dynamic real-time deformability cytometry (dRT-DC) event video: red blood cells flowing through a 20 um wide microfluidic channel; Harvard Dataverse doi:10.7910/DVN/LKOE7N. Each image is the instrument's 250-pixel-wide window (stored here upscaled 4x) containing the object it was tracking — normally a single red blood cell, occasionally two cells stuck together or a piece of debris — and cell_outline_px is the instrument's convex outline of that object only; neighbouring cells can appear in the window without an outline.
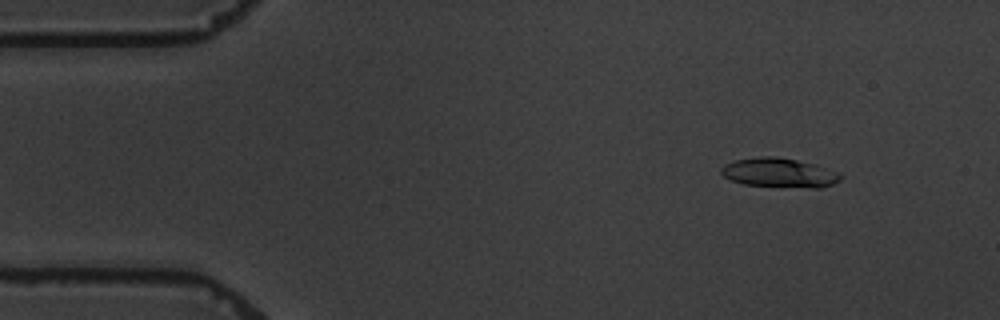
{"species": "common noctule bat (a hibernating species)", "species_latin": "Nyctalus noctula", "temperature_condition": "warm", "stored_images_in_passage": 5, "camera_frame_rate_fps": 3000, "um_per_image_px": 0.085, "animal": {"sex": "male", "body_mass_g": 19.5, "forearm_length_mm": 54.6}, "frame": {"image": 1, "passage_image": 2, "time_ms": 1.0, "image_size_px": [1000, 320], "cell_outline_px": [[844, 176], [840, 180], [832, 184], [820, 188], [812, 188], [744, 184], [732, 180], [724, 176], [720, 172], [720, 168], [724, 164], [736, 160], [760, 156], [776, 156], [796, 160], [812, 164], [840, 172]], "centroid_in_image_um": [66.25, 14.68], "position_along_channel_um": 18.7, "area_um2": 20.29}}
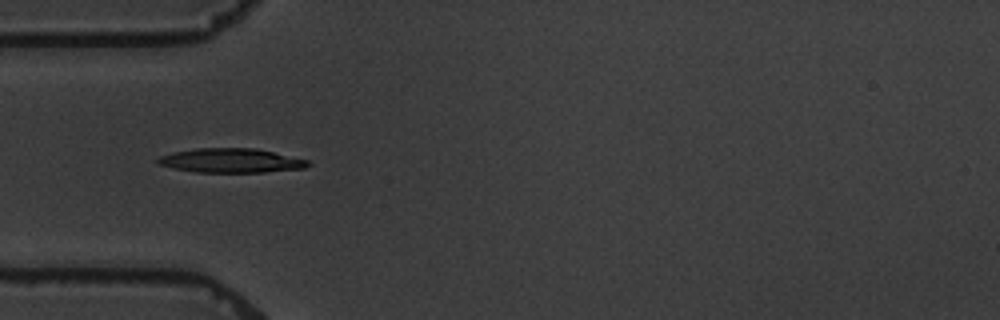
{"frame": {"image": 2, "passage_image": 5, "time_ms": 4.667, "image_size_px": [1000, 320], "cell_outline_px": [[312, 164], [304, 168], [264, 172], [196, 172], [172, 168], [160, 164], [156, 160], [160, 156], [172, 152], [196, 148], [256, 148], [308, 160]], "centroid_in_image_um": [19.63, 13.64], "position_along_channel_um": 65.4, "area_um2": 21.15}}